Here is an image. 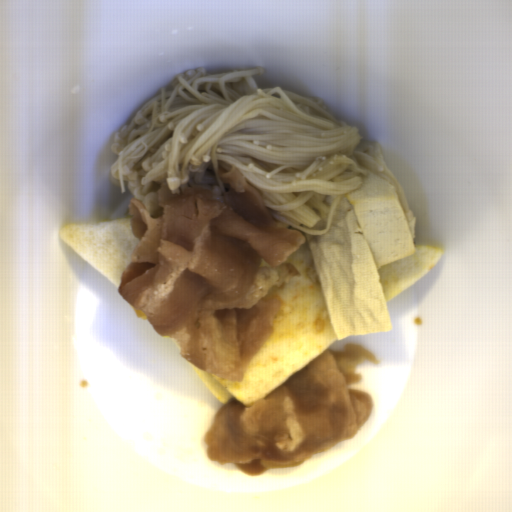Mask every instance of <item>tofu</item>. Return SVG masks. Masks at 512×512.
<instances>
[{"mask_svg": "<svg viewBox=\"0 0 512 512\" xmlns=\"http://www.w3.org/2000/svg\"><path fill=\"white\" fill-rule=\"evenodd\" d=\"M416 223L395 186L370 171L337 202L322 237L305 234L338 340L390 332L379 270L415 252Z\"/></svg>", "mask_w": 512, "mask_h": 512, "instance_id": "tofu-1", "label": "tofu"}]
</instances>
